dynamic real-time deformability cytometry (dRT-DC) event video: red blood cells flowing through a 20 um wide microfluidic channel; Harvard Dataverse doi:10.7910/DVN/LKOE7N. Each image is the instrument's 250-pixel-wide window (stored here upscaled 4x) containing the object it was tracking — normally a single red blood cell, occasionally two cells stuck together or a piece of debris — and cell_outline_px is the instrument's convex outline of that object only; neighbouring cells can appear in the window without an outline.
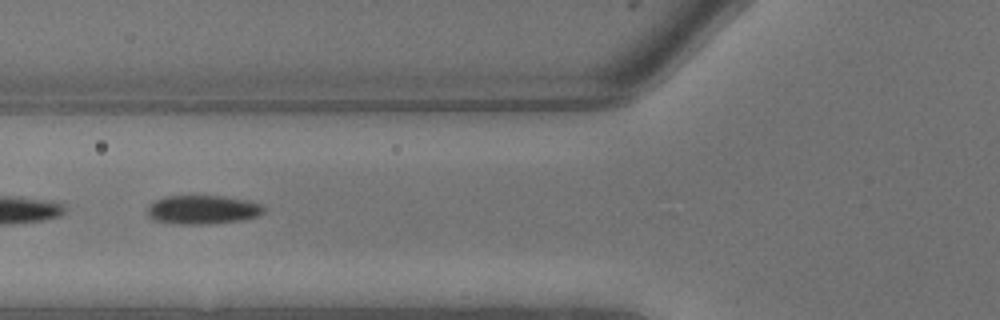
{"species": "common noctule bat (a hibernating species)", "species_latin": "Nyctalus noctula", "temperature_condition": "warm", "stored_images_in_passage": 10, "segment_of_instrument_passage": [2, 2], "camera_frame_rate_fps": 3000, "um_per_image_px": 0.085, "animal": {"sex": "male", "body_mass_g": 13.3}, "frame": {"image": 1, "passage_image": 9, "time_ms": 2.667, "image_size_px": [1000, 320], "cell_outline_px": [[264, 208], [260, 216], [240, 220], [204, 224], [176, 224], [152, 220], [148, 216], [148, 204], [164, 196], [220, 196], [244, 200], [260, 204]], "centroid_in_image_um": [17.16, 17.83], "position_along_channel_um": 108.6, "area_um2": 19.42}}